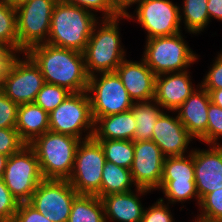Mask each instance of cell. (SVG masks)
<instances>
[{"instance_id": "484cf974", "label": "cell", "mask_w": 222, "mask_h": 222, "mask_svg": "<svg viewBox=\"0 0 222 222\" xmlns=\"http://www.w3.org/2000/svg\"><path fill=\"white\" fill-rule=\"evenodd\" d=\"M180 7V21L184 23V30L190 34L203 32L209 24L208 0H183ZM182 11V12H181Z\"/></svg>"}, {"instance_id": "277c9868", "label": "cell", "mask_w": 222, "mask_h": 222, "mask_svg": "<svg viewBox=\"0 0 222 222\" xmlns=\"http://www.w3.org/2000/svg\"><path fill=\"white\" fill-rule=\"evenodd\" d=\"M80 141L73 136L49 130L29 144L38 158L44 179L70 177Z\"/></svg>"}, {"instance_id": "2e32d148", "label": "cell", "mask_w": 222, "mask_h": 222, "mask_svg": "<svg viewBox=\"0 0 222 222\" xmlns=\"http://www.w3.org/2000/svg\"><path fill=\"white\" fill-rule=\"evenodd\" d=\"M208 149H193L196 189L201 200L206 194L222 188V144Z\"/></svg>"}, {"instance_id": "ee69618b", "label": "cell", "mask_w": 222, "mask_h": 222, "mask_svg": "<svg viewBox=\"0 0 222 222\" xmlns=\"http://www.w3.org/2000/svg\"><path fill=\"white\" fill-rule=\"evenodd\" d=\"M8 156L0 154V178H2L7 164Z\"/></svg>"}, {"instance_id": "7bdbcfd3", "label": "cell", "mask_w": 222, "mask_h": 222, "mask_svg": "<svg viewBox=\"0 0 222 222\" xmlns=\"http://www.w3.org/2000/svg\"><path fill=\"white\" fill-rule=\"evenodd\" d=\"M13 54L2 44H0V59H10Z\"/></svg>"}, {"instance_id": "7402d4cb", "label": "cell", "mask_w": 222, "mask_h": 222, "mask_svg": "<svg viewBox=\"0 0 222 222\" xmlns=\"http://www.w3.org/2000/svg\"><path fill=\"white\" fill-rule=\"evenodd\" d=\"M15 128L20 138L29 145L35 138L49 131V113L34 102L20 104Z\"/></svg>"}, {"instance_id": "60d3db41", "label": "cell", "mask_w": 222, "mask_h": 222, "mask_svg": "<svg viewBox=\"0 0 222 222\" xmlns=\"http://www.w3.org/2000/svg\"><path fill=\"white\" fill-rule=\"evenodd\" d=\"M143 1V0H113L115 7L119 11L121 15L127 14V10L129 7L133 6V4H137L138 2Z\"/></svg>"}, {"instance_id": "6da1fadb", "label": "cell", "mask_w": 222, "mask_h": 222, "mask_svg": "<svg viewBox=\"0 0 222 222\" xmlns=\"http://www.w3.org/2000/svg\"><path fill=\"white\" fill-rule=\"evenodd\" d=\"M25 53L39 67L45 83L66 88L71 93L87 91L89 75L82 52L42 43Z\"/></svg>"}, {"instance_id": "30bf717a", "label": "cell", "mask_w": 222, "mask_h": 222, "mask_svg": "<svg viewBox=\"0 0 222 222\" xmlns=\"http://www.w3.org/2000/svg\"><path fill=\"white\" fill-rule=\"evenodd\" d=\"M58 0H29L16 8L18 54L47 43L51 17Z\"/></svg>"}, {"instance_id": "603a6c76", "label": "cell", "mask_w": 222, "mask_h": 222, "mask_svg": "<svg viewBox=\"0 0 222 222\" xmlns=\"http://www.w3.org/2000/svg\"><path fill=\"white\" fill-rule=\"evenodd\" d=\"M136 122L132 110L100 117L95 122L96 140H133Z\"/></svg>"}, {"instance_id": "ffe728a7", "label": "cell", "mask_w": 222, "mask_h": 222, "mask_svg": "<svg viewBox=\"0 0 222 222\" xmlns=\"http://www.w3.org/2000/svg\"><path fill=\"white\" fill-rule=\"evenodd\" d=\"M211 103L209 93L201 85L173 113L189 134L207 144L208 109Z\"/></svg>"}, {"instance_id": "f35d334b", "label": "cell", "mask_w": 222, "mask_h": 222, "mask_svg": "<svg viewBox=\"0 0 222 222\" xmlns=\"http://www.w3.org/2000/svg\"><path fill=\"white\" fill-rule=\"evenodd\" d=\"M12 222H52L28 202H20Z\"/></svg>"}, {"instance_id": "4316f807", "label": "cell", "mask_w": 222, "mask_h": 222, "mask_svg": "<svg viewBox=\"0 0 222 222\" xmlns=\"http://www.w3.org/2000/svg\"><path fill=\"white\" fill-rule=\"evenodd\" d=\"M68 222H105L101 199L96 195H78L73 201Z\"/></svg>"}, {"instance_id": "e0dca14e", "label": "cell", "mask_w": 222, "mask_h": 222, "mask_svg": "<svg viewBox=\"0 0 222 222\" xmlns=\"http://www.w3.org/2000/svg\"><path fill=\"white\" fill-rule=\"evenodd\" d=\"M168 114L163 112L157 119L152 141L158 145L165 157L184 156L191 153L192 149L188 150V145L194 138L180 122L177 115L173 117Z\"/></svg>"}, {"instance_id": "f1b7e54d", "label": "cell", "mask_w": 222, "mask_h": 222, "mask_svg": "<svg viewBox=\"0 0 222 222\" xmlns=\"http://www.w3.org/2000/svg\"><path fill=\"white\" fill-rule=\"evenodd\" d=\"M108 162L130 169L134 160L133 140H97Z\"/></svg>"}, {"instance_id": "bcb514c9", "label": "cell", "mask_w": 222, "mask_h": 222, "mask_svg": "<svg viewBox=\"0 0 222 222\" xmlns=\"http://www.w3.org/2000/svg\"><path fill=\"white\" fill-rule=\"evenodd\" d=\"M11 7L18 8L29 0H5Z\"/></svg>"}, {"instance_id": "3957f363", "label": "cell", "mask_w": 222, "mask_h": 222, "mask_svg": "<svg viewBox=\"0 0 222 222\" xmlns=\"http://www.w3.org/2000/svg\"><path fill=\"white\" fill-rule=\"evenodd\" d=\"M124 18L125 15L115 18H101L95 24L83 52L86 71L89 76L97 73L115 72L126 58L125 47L121 45L119 31V21Z\"/></svg>"}, {"instance_id": "d6986e66", "label": "cell", "mask_w": 222, "mask_h": 222, "mask_svg": "<svg viewBox=\"0 0 222 222\" xmlns=\"http://www.w3.org/2000/svg\"><path fill=\"white\" fill-rule=\"evenodd\" d=\"M190 71L178 73H165L156 76L155 96L156 102L169 113L178 109L185 100L200 86L192 84Z\"/></svg>"}, {"instance_id": "f546056e", "label": "cell", "mask_w": 222, "mask_h": 222, "mask_svg": "<svg viewBox=\"0 0 222 222\" xmlns=\"http://www.w3.org/2000/svg\"><path fill=\"white\" fill-rule=\"evenodd\" d=\"M196 220L201 222H222V188L206 194L199 203Z\"/></svg>"}, {"instance_id": "5b68a950", "label": "cell", "mask_w": 222, "mask_h": 222, "mask_svg": "<svg viewBox=\"0 0 222 222\" xmlns=\"http://www.w3.org/2000/svg\"><path fill=\"white\" fill-rule=\"evenodd\" d=\"M182 34L146 39L142 59L156 76L184 72L198 62L199 55L188 46Z\"/></svg>"}, {"instance_id": "4dcf8cb0", "label": "cell", "mask_w": 222, "mask_h": 222, "mask_svg": "<svg viewBox=\"0 0 222 222\" xmlns=\"http://www.w3.org/2000/svg\"><path fill=\"white\" fill-rule=\"evenodd\" d=\"M71 92L55 84L44 83L34 103L50 113L61 104Z\"/></svg>"}, {"instance_id": "8fae6325", "label": "cell", "mask_w": 222, "mask_h": 222, "mask_svg": "<svg viewBox=\"0 0 222 222\" xmlns=\"http://www.w3.org/2000/svg\"><path fill=\"white\" fill-rule=\"evenodd\" d=\"M2 179L19 203L31 199L44 178L38 158L29 145L8 157Z\"/></svg>"}, {"instance_id": "836d02e7", "label": "cell", "mask_w": 222, "mask_h": 222, "mask_svg": "<svg viewBox=\"0 0 222 222\" xmlns=\"http://www.w3.org/2000/svg\"><path fill=\"white\" fill-rule=\"evenodd\" d=\"M19 201L12 195L5 182L0 178V222H12Z\"/></svg>"}, {"instance_id": "f6af8a7d", "label": "cell", "mask_w": 222, "mask_h": 222, "mask_svg": "<svg viewBox=\"0 0 222 222\" xmlns=\"http://www.w3.org/2000/svg\"><path fill=\"white\" fill-rule=\"evenodd\" d=\"M8 61L9 59H0V87L2 84L3 73H4V70L6 68Z\"/></svg>"}, {"instance_id": "d590c367", "label": "cell", "mask_w": 222, "mask_h": 222, "mask_svg": "<svg viewBox=\"0 0 222 222\" xmlns=\"http://www.w3.org/2000/svg\"><path fill=\"white\" fill-rule=\"evenodd\" d=\"M164 198H159L150 207H145L140 222H175L169 203H164Z\"/></svg>"}, {"instance_id": "7c38bea8", "label": "cell", "mask_w": 222, "mask_h": 222, "mask_svg": "<svg viewBox=\"0 0 222 222\" xmlns=\"http://www.w3.org/2000/svg\"><path fill=\"white\" fill-rule=\"evenodd\" d=\"M180 7L172 0H143L137 3L134 14L130 11L125 14V19L136 16L137 23L147 31L146 39L173 36L182 31Z\"/></svg>"}, {"instance_id": "ac0fdd59", "label": "cell", "mask_w": 222, "mask_h": 222, "mask_svg": "<svg viewBox=\"0 0 222 222\" xmlns=\"http://www.w3.org/2000/svg\"><path fill=\"white\" fill-rule=\"evenodd\" d=\"M133 102L149 101L155 96V73L140 61L125 58L115 71Z\"/></svg>"}, {"instance_id": "83f0119b", "label": "cell", "mask_w": 222, "mask_h": 222, "mask_svg": "<svg viewBox=\"0 0 222 222\" xmlns=\"http://www.w3.org/2000/svg\"><path fill=\"white\" fill-rule=\"evenodd\" d=\"M0 44L12 54H18L16 8L0 0Z\"/></svg>"}, {"instance_id": "d6a6232c", "label": "cell", "mask_w": 222, "mask_h": 222, "mask_svg": "<svg viewBox=\"0 0 222 222\" xmlns=\"http://www.w3.org/2000/svg\"><path fill=\"white\" fill-rule=\"evenodd\" d=\"M207 114V144L220 145L218 140L222 139V108L211 102Z\"/></svg>"}, {"instance_id": "7a4b0ae2", "label": "cell", "mask_w": 222, "mask_h": 222, "mask_svg": "<svg viewBox=\"0 0 222 222\" xmlns=\"http://www.w3.org/2000/svg\"><path fill=\"white\" fill-rule=\"evenodd\" d=\"M77 5L58 0L54 6L47 44L84 52L101 17Z\"/></svg>"}, {"instance_id": "1f68e13d", "label": "cell", "mask_w": 222, "mask_h": 222, "mask_svg": "<svg viewBox=\"0 0 222 222\" xmlns=\"http://www.w3.org/2000/svg\"><path fill=\"white\" fill-rule=\"evenodd\" d=\"M65 2L77 5L89 11L103 12L101 18H115L121 14L115 7L113 0H63Z\"/></svg>"}, {"instance_id": "4fadbf2b", "label": "cell", "mask_w": 222, "mask_h": 222, "mask_svg": "<svg viewBox=\"0 0 222 222\" xmlns=\"http://www.w3.org/2000/svg\"><path fill=\"white\" fill-rule=\"evenodd\" d=\"M165 200L169 204L196 199L197 206L200 200L195 184L194 164L192 152L184 156H169L164 158L163 175L160 187Z\"/></svg>"}, {"instance_id": "52a82bcc", "label": "cell", "mask_w": 222, "mask_h": 222, "mask_svg": "<svg viewBox=\"0 0 222 222\" xmlns=\"http://www.w3.org/2000/svg\"><path fill=\"white\" fill-rule=\"evenodd\" d=\"M23 55L22 59L19 54L11 56L0 87V90L18 105L34 102L45 83L39 67L26 53Z\"/></svg>"}, {"instance_id": "74e56055", "label": "cell", "mask_w": 222, "mask_h": 222, "mask_svg": "<svg viewBox=\"0 0 222 222\" xmlns=\"http://www.w3.org/2000/svg\"><path fill=\"white\" fill-rule=\"evenodd\" d=\"M216 58V59H215ZM213 60L200 85L206 90L222 89V50Z\"/></svg>"}, {"instance_id": "b9f144b4", "label": "cell", "mask_w": 222, "mask_h": 222, "mask_svg": "<svg viewBox=\"0 0 222 222\" xmlns=\"http://www.w3.org/2000/svg\"><path fill=\"white\" fill-rule=\"evenodd\" d=\"M211 98V102L222 108V89L206 90Z\"/></svg>"}, {"instance_id": "44dd1931", "label": "cell", "mask_w": 222, "mask_h": 222, "mask_svg": "<svg viewBox=\"0 0 222 222\" xmlns=\"http://www.w3.org/2000/svg\"><path fill=\"white\" fill-rule=\"evenodd\" d=\"M147 193L151 191L135 187V190L125 193H113L100 197L105 222H140L145 209L140 197Z\"/></svg>"}, {"instance_id": "5bb4252c", "label": "cell", "mask_w": 222, "mask_h": 222, "mask_svg": "<svg viewBox=\"0 0 222 222\" xmlns=\"http://www.w3.org/2000/svg\"><path fill=\"white\" fill-rule=\"evenodd\" d=\"M78 195L67 179H43L28 203L52 222H68Z\"/></svg>"}, {"instance_id": "cb8c5ba5", "label": "cell", "mask_w": 222, "mask_h": 222, "mask_svg": "<svg viewBox=\"0 0 222 222\" xmlns=\"http://www.w3.org/2000/svg\"><path fill=\"white\" fill-rule=\"evenodd\" d=\"M136 128L133 141L152 140L154 125L159 116L164 112L155 99L134 102L131 108Z\"/></svg>"}, {"instance_id": "ab89813d", "label": "cell", "mask_w": 222, "mask_h": 222, "mask_svg": "<svg viewBox=\"0 0 222 222\" xmlns=\"http://www.w3.org/2000/svg\"><path fill=\"white\" fill-rule=\"evenodd\" d=\"M207 9L210 21L212 18L222 21V0H208Z\"/></svg>"}, {"instance_id": "8992f818", "label": "cell", "mask_w": 222, "mask_h": 222, "mask_svg": "<svg viewBox=\"0 0 222 222\" xmlns=\"http://www.w3.org/2000/svg\"><path fill=\"white\" fill-rule=\"evenodd\" d=\"M94 129L95 121L87 91L70 93L49 113L50 131L86 140L93 137Z\"/></svg>"}, {"instance_id": "9c48e42d", "label": "cell", "mask_w": 222, "mask_h": 222, "mask_svg": "<svg viewBox=\"0 0 222 222\" xmlns=\"http://www.w3.org/2000/svg\"><path fill=\"white\" fill-rule=\"evenodd\" d=\"M104 151L94 138L81 140L75 155L74 166L67 179L79 195H96L100 198Z\"/></svg>"}, {"instance_id": "e575fe53", "label": "cell", "mask_w": 222, "mask_h": 222, "mask_svg": "<svg viewBox=\"0 0 222 222\" xmlns=\"http://www.w3.org/2000/svg\"><path fill=\"white\" fill-rule=\"evenodd\" d=\"M26 143L20 138L16 128H0V154L10 156L20 151Z\"/></svg>"}, {"instance_id": "d4e9b609", "label": "cell", "mask_w": 222, "mask_h": 222, "mask_svg": "<svg viewBox=\"0 0 222 222\" xmlns=\"http://www.w3.org/2000/svg\"><path fill=\"white\" fill-rule=\"evenodd\" d=\"M134 186L130 169L106 161L102 171L100 197L113 193H125L131 191Z\"/></svg>"}, {"instance_id": "9a60e30c", "label": "cell", "mask_w": 222, "mask_h": 222, "mask_svg": "<svg viewBox=\"0 0 222 222\" xmlns=\"http://www.w3.org/2000/svg\"><path fill=\"white\" fill-rule=\"evenodd\" d=\"M165 156L152 140L134 141V160L130 172L135 187L153 192L160 187Z\"/></svg>"}, {"instance_id": "8d00e7d4", "label": "cell", "mask_w": 222, "mask_h": 222, "mask_svg": "<svg viewBox=\"0 0 222 222\" xmlns=\"http://www.w3.org/2000/svg\"><path fill=\"white\" fill-rule=\"evenodd\" d=\"M18 106L0 90V128H15Z\"/></svg>"}, {"instance_id": "ba28073f", "label": "cell", "mask_w": 222, "mask_h": 222, "mask_svg": "<svg viewBox=\"0 0 222 222\" xmlns=\"http://www.w3.org/2000/svg\"><path fill=\"white\" fill-rule=\"evenodd\" d=\"M87 93L94 121L131 110L133 101L116 72L89 76Z\"/></svg>"}]
</instances>
